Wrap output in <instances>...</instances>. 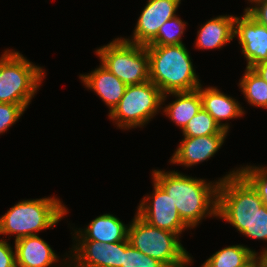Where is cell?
Listing matches in <instances>:
<instances>
[{"label":"cell","mask_w":267,"mask_h":267,"mask_svg":"<svg viewBox=\"0 0 267 267\" xmlns=\"http://www.w3.org/2000/svg\"><path fill=\"white\" fill-rule=\"evenodd\" d=\"M153 179L167 192L182 221L194 227L207 214L217 216L218 185L179 172L153 171ZM210 207V208H209Z\"/></svg>","instance_id":"6da1fadb"},{"label":"cell","mask_w":267,"mask_h":267,"mask_svg":"<svg viewBox=\"0 0 267 267\" xmlns=\"http://www.w3.org/2000/svg\"><path fill=\"white\" fill-rule=\"evenodd\" d=\"M149 55V80L163 94L190 92L200 87L190 55L184 44L146 46Z\"/></svg>","instance_id":"7a4b0ae2"},{"label":"cell","mask_w":267,"mask_h":267,"mask_svg":"<svg viewBox=\"0 0 267 267\" xmlns=\"http://www.w3.org/2000/svg\"><path fill=\"white\" fill-rule=\"evenodd\" d=\"M263 202L253 186L237 171L219 180L217 216L243 233Z\"/></svg>","instance_id":"3957f363"},{"label":"cell","mask_w":267,"mask_h":267,"mask_svg":"<svg viewBox=\"0 0 267 267\" xmlns=\"http://www.w3.org/2000/svg\"><path fill=\"white\" fill-rule=\"evenodd\" d=\"M67 213L56 198L23 200L0 217V234H16L15 241L50 228Z\"/></svg>","instance_id":"277c9868"},{"label":"cell","mask_w":267,"mask_h":267,"mask_svg":"<svg viewBox=\"0 0 267 267\" xmlns=\"http://www.w3.org/2000/svg\"><path fill=\"white\" fill-rule=\"evenodd\" d=\"M130 245L166 267H185L192 260L176 233L151 226L136 214L128 228Z\"/></svg>","instance_id":"5b68a950"},{"label":"cell","mask_w":267,"mask_h":267,"mask_svg":"<svg viewBox=\"0 0 267 267\" xmlns=\"http://www.w3.org/2000/svg\"><path fill=\"white\" fill-rule=\"evenodd\" d=\"M4 53L0 58V102L28 105L45 76L44 71L19 52Z\"/></svg>","instance_id":"8992f818"},{"label":"cell","mask_w":267,"mask_h":267,"mask_svg":"<svg viewBox=\"0 0 267 267\" xmlns=\"http://www.w3.org/2000/svg\"><path fill=\"white\" fill-rule=\"evenodd\" d=\"M101 64L126 85L149 80V55L146 45L134 44L121 37L96 50Z\"/></svg>","instance_id":"52a82bcc"},{"label":"cell","mask_w":267,"mask_h":267,"mask_svg":"<svg viewBox=\"0 0 267 267\" xmlns=\"http://www.w3.org/2000/svg\"><path fill=\"white\" fill-rule=\"evenodd\" d=\"M166 95L150 80L127 85L120 102L109 113L118 127L131 128L144 125L158 111Z\"/></svg>","instance_id":"ba28073f"},{"label":"cell","mask_w":267,"mask_h":267,"mask_svg":"<svg viewBox=\"0 0 267 267\" xmlns=\"http://www.w3.org/2000/svg\"><path fill=\"white\" fill-rule=\"evenodd\" d=\"M153 182V197H144L136 214L151 226L171 231L179 236L183 229L185 230L188 226L182 221L177 206L167 192L155 180ZM151 198L152 201L150 202L149 199ZM146 200L149 202L146 203Z\"/></svg>","instance_id":"9c48e42d"},{"label":"cell","mask_w":267,"mask_h":267,"mask_svg":"<svg viewBox=\"0 0 267 267\" xmlns=\"http://www.w3.org/2000/svg\"><path fill=\"white\" fill-rule=\"evenodd\" d=\"M181 0H148L141 12L133 33V39L127 42L147 45L158 33L160 27L176 16Z\"/></svg>","instance_id":"30bf717a"},{"label":"cell","mask_w":267,"mask_h":267,"mask_svg":"<svg viewBox=\"0 0 267 267\" xmlns=\"http://www.w3.org/2000/svg\"><path fill=\"white\" fill-rule=\"evenodd\" d=\"M235 36L239 38L242 53L247 59V68L267 61V27L259 24L246 11L243 17L235 18Z\"/></svg>","instance_id":"8fae6325"},{"label":"cell","mask_w":267,"mask_h":267,"mask_svg":"<svg viewBox=\"0 0 267 267\" xmlns=\"http://www.w3.org/2000/svg\"><path fill=\"white\" fill-rule=\"evenodd\" d=\"M74 247V267H122L124 241L103 243L79 241Z\"/></svg>","instance_id":"7c38bea8"},{"label":"cell","mask_w":267,"mask_h":267,"mask_svg":"<svg viewBox=\"0 0 267 267\" xmlns=\"http://www.w3.org/2000/svg\"><path fill=\"white\" fill-rule=\"evenodd\" d=\"M226 134H213L199 137H184L171 162L192 166L212 157L224 143Z\"/></svg>","instance_id":"4fadbf2b"},{"label":"cell","mask_w":267,"mask_h":267,"mask_svg":"<svg viewBox=\"0 0 267 267\" xmlns=\"http://www.w3.org/2000/svg\"><path fill=\"white\" fill-rule=\"evenodd\" d=\"M16 267H49L57 262L52 248L37 234L15 241Z\"/></svg>","instance_id":"5bb4252c"},{"label":"cell","mask_w":267,"mask_h":267,"mask_svg":"<svg viewBox=\"0 0 267 267\" xmlns=\"http://www.w3.org/2000/svg\"><path fill=\"white\" fill-rule=\"evenodd\" d=\"M80 78L87 88L93 89L109 106L110 112L120 102L127 87L124 82L102 64L90 74L81 75Z\"/></svg>","instance_id":"9a60e30c"},{"label":"cell","mask_w":267,"mask_h":267,"mask_svg":"<svg viewBox=\"0 0 267 267\" xmlns=\"http://www.w3.org/2000/svg\"><path fill=\"white\" fill-rule=\"evenodd\" d=\"M200 92L202 108L206 110L215 120V122L225 131H228L229 126L222 124L221 120L232 119L243 115L242 107L229 96L221 93L220 90L214 87L202 89L201 85L197 89Z\"/></svg>","instance_id":"2e32d148"},{"label":"cell","mask_w":267,"mask_h":267,"mask_svg":"<svg viewBox=\"0 0 267 267\" xmlns=\"http://www.w3.org/2000/svg\"><path fill=\"white\" fill-rule=\"evenodd\" d=\"M75 233L81 237L79 239L82 241L116 243L128 240V227L111 214H104L95 218L84 230V233L78 230Z\"/></svg>","instance_id":"e0dca14e"},{"label":"cell","mask_w":267,"mask_h":267,"mask_svg":"<svg viewBox=\"0 0 267 267\" xmlns=\"http://www.w3.org/2000/svg\"><path fill=\"white\" fill-rule=\"evenodd\" d=\"M235 18L231 16L215 17L198 31L196 47L200 49L220 48L235 38Z\"/></svg>","instance_id":"ac0fdd59"},{"label":"cell","mask_w":267,"mask_h":267,"mask_svg":"<svg viewBox=\"0 0 267 267\" xmlns=\"http://www.w3.org/2000/svg\"><path fill=\"white\" fill-rule=\"evenodd\" d=\"M167 94H173L178 98L173 101V103L167 105L164 112L183 130L189 120L202 108L200 92L194 90L190 92H171Z\"/></svg>","instance_id":"d6986e66"},{"label":"cell","mask_w":267,"mask_h":267,"mask_svg":"<svg viewBox=\"0 0 267 267\" xmlns=\"http://www.w3.org/2000/svg\"><path fill=\"white\" fill-rule=\"evenodd\" d=\"M257 253L242 245H232L217 251L201 267H246Z\"/></svg>","instance_id":"ffe728a7"},{"label":"cell","mask_w":267,"mask_h":267,"mask_svg":"<svg viewBox=\"0 0 267 267\" xmlns=\"http://www.w3.org/2000/svg\"><path fill=\"white\" fill-rule=\"evenodd\" d=\"M240 87L249 104L267 108V82L252 68L246 67Z\"/></svg>","instance_id":"44dd1931"},{"label":"cell","mask_w":267,"mask_h":267,"mask_svg":"<svg viewBox=\"0 0 267 267\" xmlns=\"http://www.w3.org/2000/svg\"><path fill=\"white\" fill-rule=\"evenodd\" d=\"M184 137H199L213 134H227L203 108L192 117L182 130Z\"/></svg>","instance_id":"7402d4cb"},{"label":"cell","mask_w":267,"mask_h":267,"mask_svg":"<svg viewBox=\"0 0 267 267\" xmlns=\"http://www.w3.org/2000/svg\"><path fill=\"white\" fill-rule=\"evenodd\" d=\"M186 22L175 16L166 21L159 29L157 35L146 46H170L183 44L181 36Z\"/></svg>","instance_id":"603a6c76"},{"label":"cell","mask_w":267,"mask_h":267,"mask_svg":"<svg viewBox=\"0 0 267 267\" xmlns=\"http://www.w3.org/2000/svg\"><path fill=\"white\" fill-rule=\"evenodd\" d=\"M122 267H166L160 261L143 254L130 245L129 240H124V254Z\"/></svg>","instance_id":"cb8c5ba5"},{"label":"cell","mask_w":267,"mask_h":267,"mask_svg":"<svg viewBox=\"0 0 267 267\" xmlns=\"http://www.w3.org/2000/svg\"><path fill=\"white\" fill-rule=\"evenodd\" d=\"M238 172L253 186L267 207V168L246 166Z\"/></svg>","instance_id":"d4e9b609"},{"label":"cell","mask_w":267,"mask_h":267,"mask_svg":"<svg viewBox=\"0 0 267 267\" xmlns=\"http://www.w3.org/2000/svg\"><path fill=\"white\" fill-rule=\"evenodd\" d=\"M28 105L0 102V134L7 131L23 114Z\"/></svg>","instance_id":"484cf974"},{"label":"cell","mask_w":267,"mask_h":267,"mask_svg":"<svg viewBox=\"0 0 267 267\" xmlns=\"http://www.w3.org/2000/svg\"><path fill=\"white\" fill-rule=\"evenodd\" d=\"M243 235L267 240V207L265 205L256 212L251 225L243 232Z\"/></svg>","instance_id":"4316f807"},{"label":"cell","mask_w":267,"mask_h":267,"mask_svg":"<svg viewBox=\"0 0 267 267\" xmlns=\"http://www.w3.org/2000/svg\"><path fill=\"white\" fill-rule=\"evenodd\" d=\"M255 7L246 8L245 11L259 24L267 27V0H252Z\"/></svg>","instance_id":"83f0119b"},{"label":"cell","mask_w":267,"mask_h":267,"mask_svg":"<svg viewBox=\"0 0 267 267\" xmlns=\"http://www.w3.org/2000/svg\"><path fill=\"white\" fill-rule=\"evenodd\" d=\"M7 241L0 240V267H16V257Z\"/></svg>","instance_id":"f1b7e54d"},{"label":"cell","mask_w":267,"mask_h":267,"mask_svg":"<svg viewBox=\"0 0 267 267\" xmlns=\"http://www.w3.org/2000/svg\"><path fill=\"white\" fill-rule=\"evenodd\" d=\"M252 69L267 82V61L256 64Z\"/></svg>","instance_id":"f546056e"},{"label":"cell","mask_w":267,"mask_h":267,"mask_svg":"<svg viewBox=\"0 0 267 267\" xmlns=\"http://www.w3.org/2000/svg\"><path fill=\"white\" fill-rule=\"evenodd\" d=\"M246 267H266V257L258 256L251 263H249Z\"/></svg>","instance_id":"4dcf8cb0"},{"label":"cell","mask_w":267,"mask_h":267,"mask_svg":"<svg viewBox=\"0 0 267 267\" xmlns=\"http://www.w3.org/2000/svg\"><path fill=\"white\" fill-rule=\"evenodd\" d=\"M261 256H265L266 257V267H267V249L265 248V250L261 253Z\"/></svg>","instance_id":"1f68e13d"}]
</instances>
